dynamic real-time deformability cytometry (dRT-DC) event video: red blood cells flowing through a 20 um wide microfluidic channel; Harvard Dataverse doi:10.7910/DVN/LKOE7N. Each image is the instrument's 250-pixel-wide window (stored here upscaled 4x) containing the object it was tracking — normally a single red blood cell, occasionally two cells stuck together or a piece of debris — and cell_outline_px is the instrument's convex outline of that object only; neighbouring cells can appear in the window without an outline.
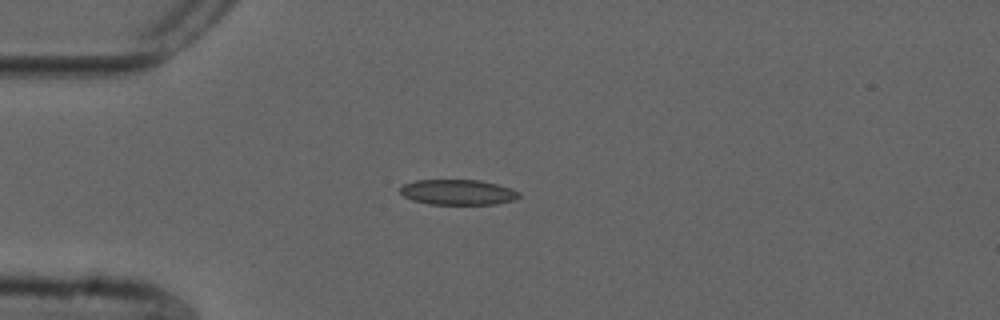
{"species": "common noctule bat (a hibernating species)", "species_latin": "Nyctalus noctula", "temperature_condition": "cold", "stored_images_in_passage": 41, "camera_frame_rate_fps": 3000, "um_per_image_px": 0.085, "animal": {"sex": "male", "forearm_length_mm": 52.5}, "frame": {"image": 1, "passage_image": 1, "time_ms": 0.0, "image_size_px": [1000, 320], "cell_outline_px": [[520, 196], [516, 200], [496, 204], [432, 204], [412, 200], [404, 196], [400, 192], [400, 188], [404, 184], [416, 180], [480, 180], [496, 184], [520, 192]], "centroid_in_image_um": [38.93, 16.34], "position_along_channel_um": 46.1, "area_um2": 17.46}}
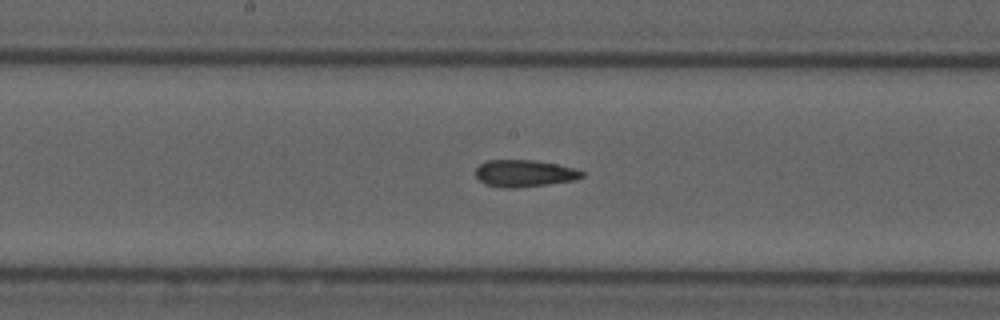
{"frame": {"image": 2, "passage_image": 15, "time_ms": 4.667, "image_size_px": [1000, 320], "cell_outline_px": [[584, 176], [576, 180], [548, 184], [516, 188], [500, 188], [484, 184], [476, 176], [476, 168], [480, 164], [488, 160], [532, 160], [556, 164], [576, 168], [584, 172]], "centroid_in_image_um": [44.58, 14.74], "position_along_channel_um": 203.6, "area_um2": 16.82}}
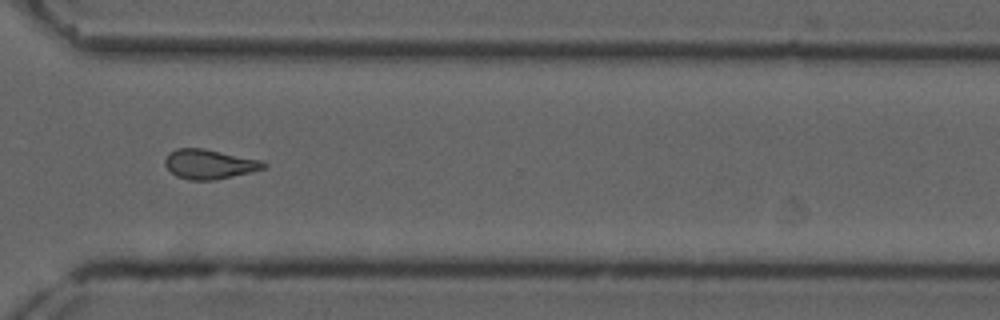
{"frame": {"image": 3, "passage_image": 27, "time_ms": 8.667, "image_size_px": [1000, 320], "cell_outline_px": [[268, 168], [232, 176], [212, 180], [188, 180], [176, 176], [164, 164], [164, 160], [168, 152], [176, 148], [204, 148], [260, 160], [268, 164]], "centroid_in_image_um": [17.78, 13.94], "position_along_channel_um": 352.8, "area_um2": 17.05}, "authors_computed_cell_mechanics": {"area_um2": 16.8198, "velocity_mm_per_s": 3.744, "shape_relaxation_time_tau1_ms": null, "shape_relaxation_time_tau2_ms": 4.0023, "deformation_change_tau1": null, "deformation_change_tau2": 0.1256}}